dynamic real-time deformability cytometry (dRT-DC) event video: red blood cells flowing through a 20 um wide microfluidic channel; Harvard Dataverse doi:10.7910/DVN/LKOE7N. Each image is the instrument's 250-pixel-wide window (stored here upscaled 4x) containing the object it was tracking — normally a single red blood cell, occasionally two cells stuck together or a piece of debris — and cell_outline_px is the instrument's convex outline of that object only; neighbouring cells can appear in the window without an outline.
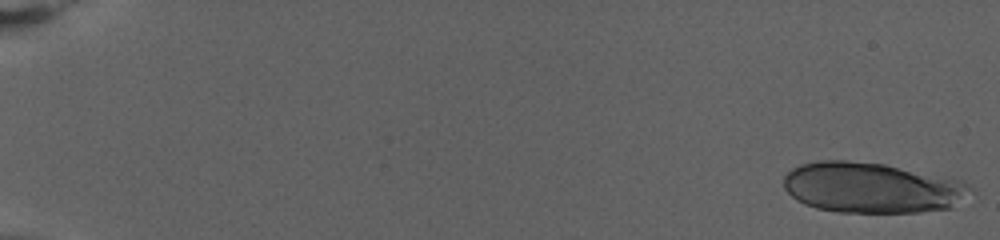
{"species": "human", "species_latin": "Homo sapiens", "temperature_condition": "warm", "stored_images_in_passage": 28, "camera_frame_rate_fps": 3000, "um_per_image_px": 0.085, "donor": {"sex": "female"}, "frame": {"image": 1, "passage_image": 1, "time_ms": 0.0, "image_size_px": [1000, 240], "cell_outline_px": [[976, 192], [952, 208], [920, 212], [836, 212], [816, 208], [804, 204], [796, 200], [784, 188], [784, 176], [792, 168], [800, 164], [820, 160], [844, 160], [884, 164], [964, 180]], "centroid_in_image_um": [74.16, 15.96], "position_along_channel_um": 10.8, "area_um2": 55.55}}
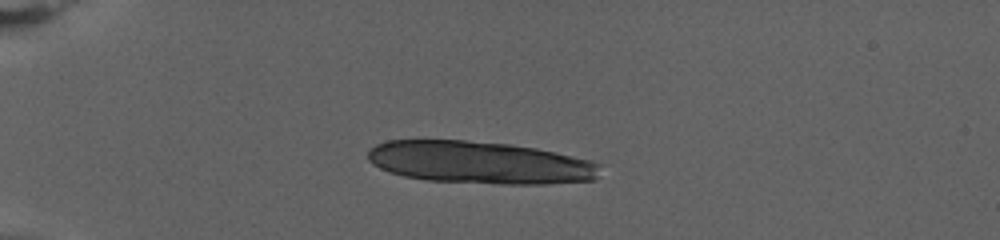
{"frame": {"image": 2, "passage_image": 20, "time_ms": 6.333, "image_size_px": [1000, 240], "cell_outline_px": [[600, 164], [596, 176], [592, 180], [548, 184], [500, 184], [428, 180], [404, 176], [388, 172], [372, 164], [368, 160], [368, 152], [376, 144], [388, 140], [464, 140], [508, 144], [536, 148], [592, 160]], "centroid_in_image_um": [40.77, 13.81], "position_along_channel_um": 44.2, "area_um2": 57.4}}